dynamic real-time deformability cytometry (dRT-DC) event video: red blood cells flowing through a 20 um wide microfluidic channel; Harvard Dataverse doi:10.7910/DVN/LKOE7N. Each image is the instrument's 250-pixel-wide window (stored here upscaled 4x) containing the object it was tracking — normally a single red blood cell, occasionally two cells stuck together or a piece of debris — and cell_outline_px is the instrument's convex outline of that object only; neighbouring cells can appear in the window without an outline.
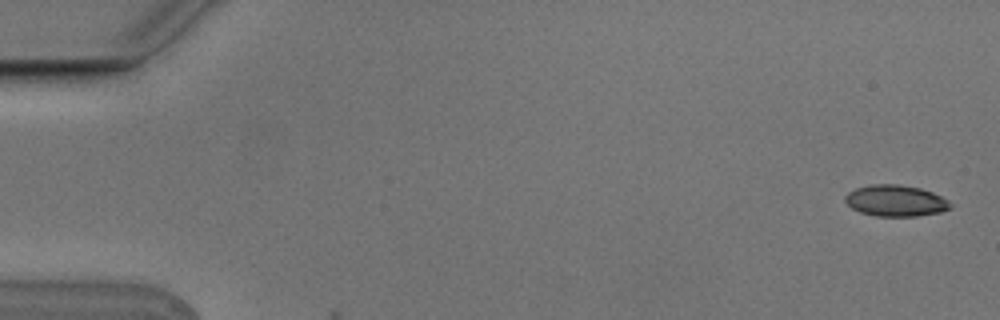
{"species": "Egyptian fruit bat (a non-hibernating species)", "species_latin": "Rousettus aegyptiacus", "temperature_condition": "cold", "stored_images_in_passage": 2, "camera_frame_rate_fps": 3000, "um_per_image_px": 0.085, "animal": {"sex": "male"}, "frame": {"image": 1, "passage_image": 1, "time_ms": 0.0, "image_size_px": [1000, 320], "cell_outline_px": [[952, 208], [940, 212], [916, 216], [876, 216], [860, 212], [852, 208], [844, 200], [844, 196], [848, 192], [856, 188], [872, 184], [900, 184], [920, 188], [932, 192], [948, 200], [952, 204]], "centroid_in_image_um": [76.13, 17.06], "position_along_channel_um": 8.9, "area_um2": 19.25}}